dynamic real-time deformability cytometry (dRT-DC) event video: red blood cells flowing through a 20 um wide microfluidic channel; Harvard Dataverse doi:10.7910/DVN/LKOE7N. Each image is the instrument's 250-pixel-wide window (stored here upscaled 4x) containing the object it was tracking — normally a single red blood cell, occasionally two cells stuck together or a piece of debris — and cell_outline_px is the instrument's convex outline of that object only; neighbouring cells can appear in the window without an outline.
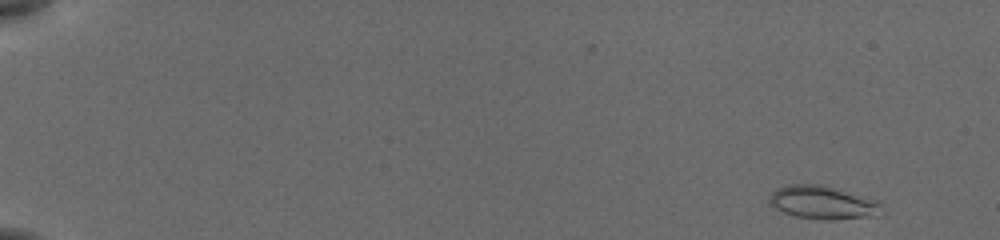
{"species": "common noctule bat (a hibernating species)", "species_latin": "Nyctalus noctula", "temperature_condition": "cold", "stored_images_in_passage": 6, "camera_frame_rate_fps": 3000, "um_per_image_px": 0.085, "animal": {"sex": "female", "body_mass_g": 19.5, "forearm_length_mm": 54.1}, "frame": {"image": 1, "passage_image": 1, "time_ms": 0.0, "image_size_px": [1000, 240], "cell_outline_px": [[880, 204], [872, 216], [832, 220], [820, 220], [796, 216], [784, 212], [768, 204], [768, 196], [776, 188], [788, 184], [820, 184], [876, 200]], "centroid_in_image_um": [69.79, 17.2], "position_along_channel_um": 15.2, "area_um2": 21.33}}
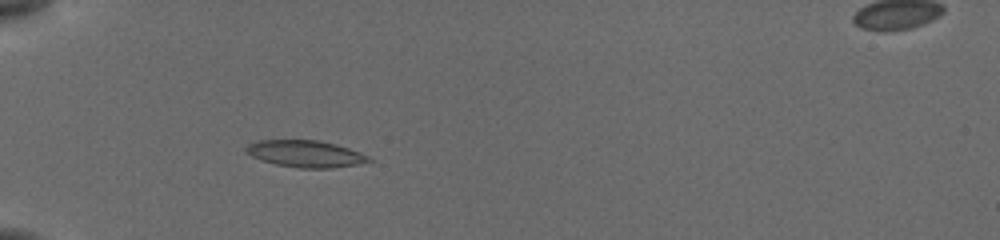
{"frame": {"image": 2, "passage_image": 6, "time_ms": 5.0, "image_size_px": [1000, 240], "cell_outline_px": [[372, 160], [356, 164], [332, 168], [300, 168], [276, 164], [260, 160], [244, 152], [244, 148], [248, 144], [256, 140], [320, 140], [336, 144], [360, 152], [368, 156]], "centroid_in_image_um": [25.91, 13.06], "position_along_channel_um": 59.1, "area_um2": 19.19}}